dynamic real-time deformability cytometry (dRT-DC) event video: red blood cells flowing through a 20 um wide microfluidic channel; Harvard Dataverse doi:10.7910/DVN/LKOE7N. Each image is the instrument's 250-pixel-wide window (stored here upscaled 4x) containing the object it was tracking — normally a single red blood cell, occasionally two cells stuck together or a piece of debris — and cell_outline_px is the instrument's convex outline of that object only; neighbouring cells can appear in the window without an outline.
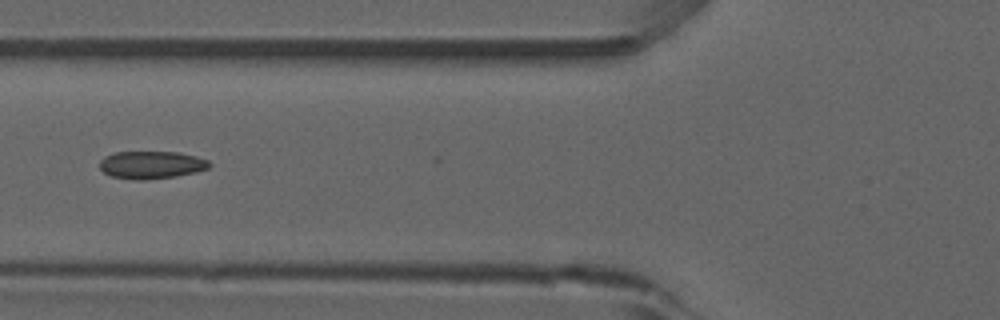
{"species": "common noctule bat (a hibernating species)", "species_latin": "Nyctalus noctula", "temperature_condition": "room temperature", "stored_images_in_passage": 38, "camera_frame_rate_fps": 3000, "um_per_image_px": 0.085, "animal": {"sex": "male", "forearm_length_mm": 52.5}, "frame": {"image": 1, "passage_image": 6, "time_ms": 1.667, "image_size_px": [1000, 320], "cell_outline_px": [[212, 164], [208, 168], [196, 172], [176, 176], [144, 180], [136, 180], [112, 176], [104, 172], [100, 168], [100, 160], [104, 156], [112, 152], [180, 152], [196, 156], [208, 160]], "centroid_in_image_um": [12.87, 14.0], "position_along_channel_um": 112.9, "area_um2": 17.74}, "authors_computed_cell_mechanics": {"area_um2": 17.5423, "velocity_mm_per_s": 3.9219, "shape_relaxation_time_tau1_ms": null, "shape_relaxation_time_tau2_ms": 1.5542, "deformation_change_tau1": null, "deformation_change_tau2": 0.0708}}